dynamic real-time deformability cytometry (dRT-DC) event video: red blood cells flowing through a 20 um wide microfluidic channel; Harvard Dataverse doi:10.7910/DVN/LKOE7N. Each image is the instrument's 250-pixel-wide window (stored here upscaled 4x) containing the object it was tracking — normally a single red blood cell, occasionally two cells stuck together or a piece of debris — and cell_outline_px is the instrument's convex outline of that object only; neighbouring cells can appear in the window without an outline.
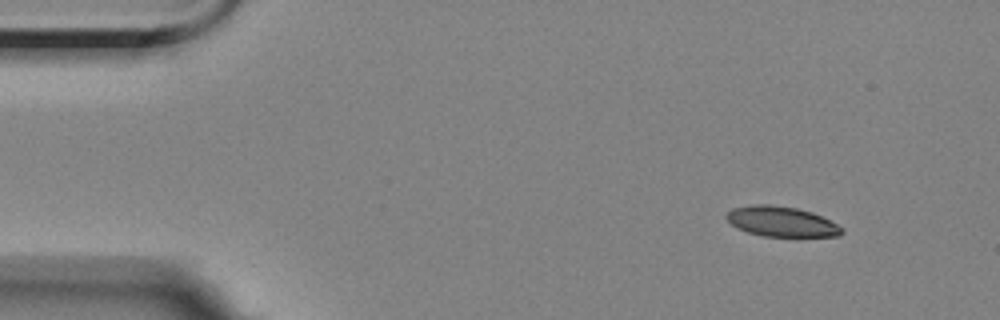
{"species": "Egyptian fruit bat (a non-hibernating species)", "species_latin": "Rousettus aegyptiacus", "temperature_condition": "room temperature", "stored_images_in_passage": 4, "camera_frame_rate_fps": 3000, "um_per_image_px": 0.085, "animal": {"sex": "female"}, "frame": {"image": 1, "passage_image": 1, "time_ms": 0.0, "image_size_px": [1000, 320], "cell_outline_px": [[844, 232], [840, 236], [764, 236], [748, 232], [736, 228], [724, 216], [732, 208], [752, 204], [768, 204], [796, 208], [812, 212], [844, 228]], "centroid_in_image_um": [66.4, 18.83], "position_along_channel_um": 18.6, "area_um2": 20.17}}
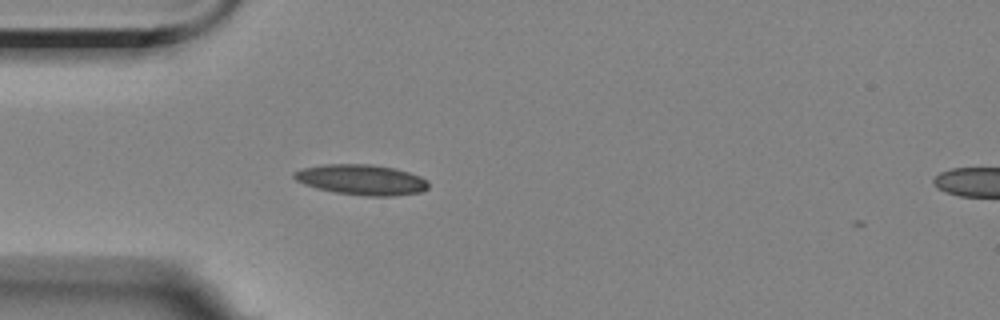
{"frame": {"image": 2, "passage_image": 4, "time_ms": 3.333, "image_size_px": [1000, 320], "cell_outline_px": [[428, 188], [420, 192], [396, 196], [368, 196], [336, 192], [316, 188], [304, 184], [296, 180], [292, 176], [292, 172], [304, 168], [324, 164], [368, 164], [396, 168], [420, 176], [428, 180]], "centroid_in_image_um": [30.73, 15.27], "position_along_channel_um": 54.3, "area_um2": 23.81}}